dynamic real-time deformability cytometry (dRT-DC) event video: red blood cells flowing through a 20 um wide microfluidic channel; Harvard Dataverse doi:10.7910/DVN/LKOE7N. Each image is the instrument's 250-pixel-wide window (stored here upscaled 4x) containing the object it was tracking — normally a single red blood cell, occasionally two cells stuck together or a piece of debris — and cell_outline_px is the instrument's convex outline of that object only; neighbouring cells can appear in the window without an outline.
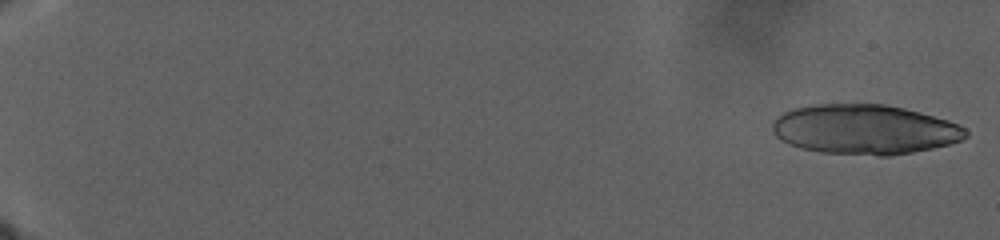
{"species": "human", "species_latin": "Homo sapiens", "temperature_condition": "warm", "stored_images_in_passage": 24, "camera_frame_rate_fps": 3000, "um_per_image_px": 0.085, "donor": {"sex": "male"}, "frame": {"image": 1, "passage_image": 1, "time_ms": 0.0, "image_size_px": [1000, 240], "cell_outline_px": [[968, 136], [960, 140], [948, 144], [932, 148], [892, 156], [880, 156], [820, 152], [800, 148], [788, 144], [780, 140], [772, 132], [772, 124], [784, 112], [796, 108], [816, 104], [884, 104], [904, 108], [920, 112], [948, 120], [964, 128], [968, 132]], "centroid_in_image_um": [73.48, 11.01], "position_along_channel_um": 11.5, "area_um2": 56.01}}
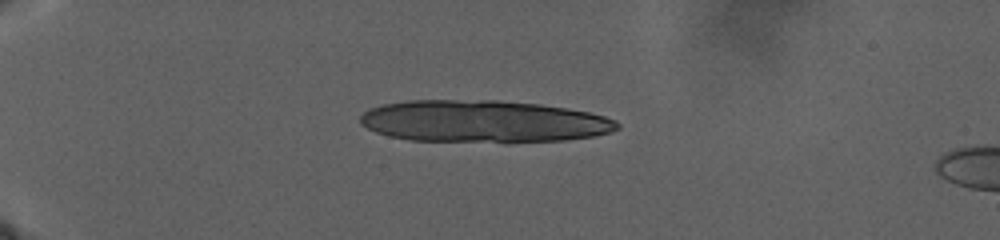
{"frame": {"image": 2, "passage_image": 17, "time_ms": 11.667, "image_size_px": [1000, 240], "cell_outline_px": [[620, 128], [608, 132], [592, 136], [564, 140], [508, 144], [504, 144], [408, 140], [388, 136], [376, 132], [360, 124], [360, 116], [364, 112], [372, 108], [384, 104], [408, 100], [496, 100], [540, 104], [588, 112], [604, 116], [616, 120], [620, 124]], "centroid_in_image_um": [41.09, 10.35], "position_along_channel_um": 43.9, "area_um2": 64.22}}